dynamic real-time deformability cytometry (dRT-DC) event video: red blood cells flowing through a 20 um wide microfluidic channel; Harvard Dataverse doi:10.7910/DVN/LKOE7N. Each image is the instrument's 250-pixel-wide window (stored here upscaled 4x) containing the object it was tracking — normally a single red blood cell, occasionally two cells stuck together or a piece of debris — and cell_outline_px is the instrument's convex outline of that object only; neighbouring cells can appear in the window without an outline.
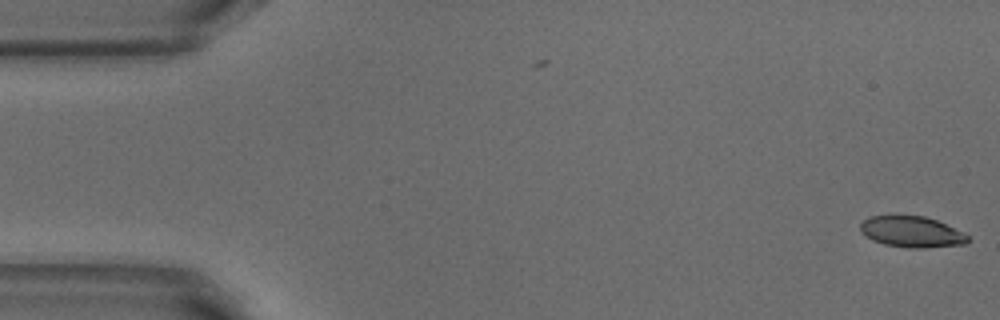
{"species": "common noctule bat (a hibernating species)", "species_latin": "Nyctalus noctula", "temperature_condition": "warm", "stored_images_in_passage": 3, "camera_frame_rate_fps": 3000, "um_per_image_px": 0.085, "animal": {"sex": "male", "body_mass_g": 18.8}, "frame": {"image": 1, "passage_image": 3, "time_ms": 0.667, "image_size_px": [1000, 320], "cell_outline_px": [[968, 240], [964, 244], [924, 248], [908, 248], [884, 244], [872, 240], [860, 232], [860, 224], [868, 216], [924, 216], [936, 220], [964, 232], [968, 236]], "centroid_in_image_um": [77.47, 19.71], "position_along_channel_um": 7.5, "area_um2": 19.36}}